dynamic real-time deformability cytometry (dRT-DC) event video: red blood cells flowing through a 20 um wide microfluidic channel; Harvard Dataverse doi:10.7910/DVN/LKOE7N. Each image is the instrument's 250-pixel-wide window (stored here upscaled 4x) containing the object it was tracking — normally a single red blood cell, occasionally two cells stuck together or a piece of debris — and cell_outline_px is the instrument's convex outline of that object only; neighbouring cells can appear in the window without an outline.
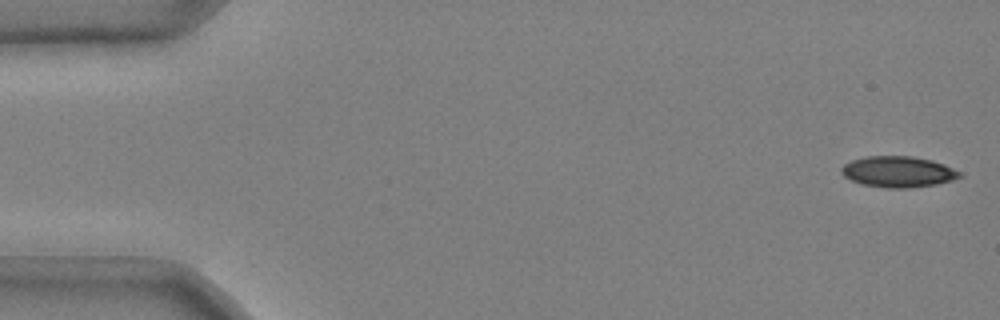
{"species": "common noctule bat (a hibernating species)", "species_latin": "Nyctalus noctula", "temperature_condition": "cold", "stored_images_in_passage": 7, "camera_frame_rate_fps": 3000, "um_per_image_px": 0.085, "animal": {"sex": "male", "body_mass_g": 20.4}, "frame": {"image": 1, "passage_image": 1, "time_ms": 0.0, "image_size_px": [1000, 320], "cell_outline_px": [[964, 176], [952, 180], [936, 184], [908, 188], [888, 188], [864, 184], [852, 180], [844, 176], [840, 172], [840, 168], [844, 164], [852, 160], [868, 156], [912, 156], [932, 160], [944, 164], [964, 172]], "centroid_in_image_um": [76.39, 14.59], "position_along_channel_um": 8.6, "area_um2": 21.44}}